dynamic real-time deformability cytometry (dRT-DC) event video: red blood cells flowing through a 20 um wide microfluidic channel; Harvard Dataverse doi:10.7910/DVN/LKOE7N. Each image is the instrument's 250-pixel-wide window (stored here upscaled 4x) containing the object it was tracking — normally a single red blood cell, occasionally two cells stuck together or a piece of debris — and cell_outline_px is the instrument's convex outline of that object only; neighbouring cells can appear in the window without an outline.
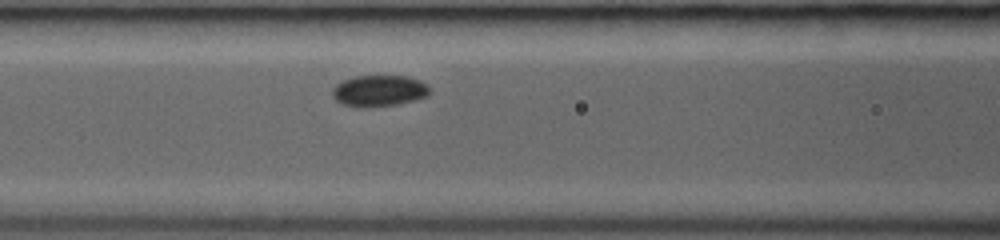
{"species": "common noctule bat (a hibernating species)", "species_latin": "Nyctalus noctula", "temperature_condition": "room temperature", "stored_images_in_passage": 5, "camera_frame_rate_fps": 3000, "um_per_image_px": 0.085, "animal": {"sex": "female", "body_mass_g": 19.0, "forearm_length_mm": 53.3}, "frame": {"image": 1, "passage_image": 4, "time_ms": 2.0, "image_size_px": [1000, 240], "cell_outline_px": [[432, 92], [428, 96], [396, 104], [368, 108], [356, 108], [340, 104], [332, 96], [332, 88], [336, 84], [344, 80], [356, 76], [408, 76], [420, 80], [428, 84]], "centroid_in_image_um": [32.21, 7.73], "position_along_channel_um": 134.4, "area_um2": 18.09}}